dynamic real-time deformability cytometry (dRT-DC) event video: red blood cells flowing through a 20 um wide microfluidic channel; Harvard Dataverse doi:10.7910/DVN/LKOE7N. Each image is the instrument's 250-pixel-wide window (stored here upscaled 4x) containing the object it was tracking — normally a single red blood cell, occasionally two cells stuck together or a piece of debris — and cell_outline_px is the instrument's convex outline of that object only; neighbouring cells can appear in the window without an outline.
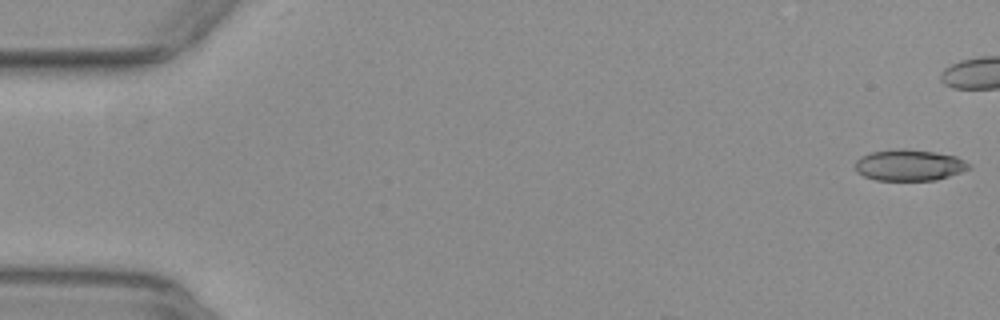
{"species": "common noctule bat (a hibernating species)", "species_latin": "Nyctalus noctula", "temperature_condition": "warm", "stored_images_in_passage": 7, "camera_frame_rate_fps": 3000, "um_per_image_px": 0.085, "animal": {"sex": "female", "body_mass_g": 29.2, "forearm_length_mm": 56.3}, "frame": {"image": 1, "passage_image": 1, "time_ms": 0.0, "image_size_px": [1000, 320], "cell_outline_px": [[972, 168], [936, 180], [876, 180], [864, 176], [856, 172], [856, 160], [860, 156], [872, 152], [896, 148], [904, 148], [936, 152], [956, 156], [964, 160]], "centroid_in_image_um": [77.27, 14.02], "position_along_channel_um": 7.7, "area_um2": 20.75}}